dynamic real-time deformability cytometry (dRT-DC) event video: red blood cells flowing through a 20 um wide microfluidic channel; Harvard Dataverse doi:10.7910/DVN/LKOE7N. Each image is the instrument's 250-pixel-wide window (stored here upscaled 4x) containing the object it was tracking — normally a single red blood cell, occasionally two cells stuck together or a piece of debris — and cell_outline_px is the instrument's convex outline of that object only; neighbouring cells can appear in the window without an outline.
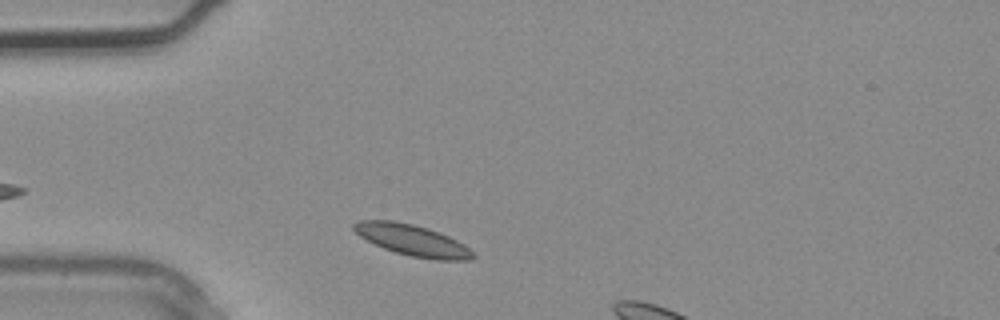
{"species": "common noctule bat (a hibernating species)", "species_latin": "Nyctalus noctula", "temperature_condition": "warm", "stored_images_in_passage": 2, "segment_of_instrument_passage": [1, 2], "camera_frame_rate_fps": 3000, "um_per_image_px": 0.085, "animal": {"sex": "male", "body_mass_g": 20.4}, "frame": {"image": 1, "passage_image": 1, "time_ms": 0.0, "image_size_px": [1000, 320], "cell_outline_px": [[476, 256], [472, 260], [436, 260], [412, 256], [396, 252], [384, 248], [360, 236], [352, 228], [352, 224], [360, 220], [392, 220], [412, 224], [428, 228], [448, 236], [456, 240], [468, 248]], "centroid_in_image_um": [35.05, 20.41], "position_along_channel_um": 49.9, "area_um2": 21.33}}